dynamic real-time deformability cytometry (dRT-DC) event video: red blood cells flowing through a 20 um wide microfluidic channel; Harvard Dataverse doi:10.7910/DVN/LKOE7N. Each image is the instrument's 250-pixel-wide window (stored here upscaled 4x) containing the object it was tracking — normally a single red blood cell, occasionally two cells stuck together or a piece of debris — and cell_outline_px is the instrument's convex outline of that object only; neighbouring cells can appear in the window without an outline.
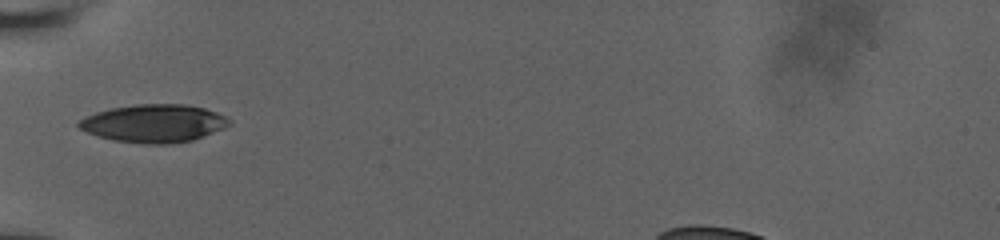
{"species": "human", "species_latin": "Homo sapiens", "temperature_condition": "room temperature", "stored_images_in_passage": 15, "camera_frame_rate_fps": 3000, "um_per_image_px": 0.085, "donor": {"sex": "male"}, "frame": {"image": 1, "passage_image": 1, "time_ms": 0.0, "image_size_px": [1000, 240], "cell_outline_px": [[232, 120], [224, 128], [192, 140], [168, 144], [144, 144], [112, 140], [88, 132], [80, 128], [76, 124], [84, 116], [96, 112], [112, 108], [136, 104], [184, 104], [204, 108], [216, 112]], "centroid_in_image_um": [13.07, 10.48], "position_along_channel_um": 71.9, "area_um2": 33.06}}
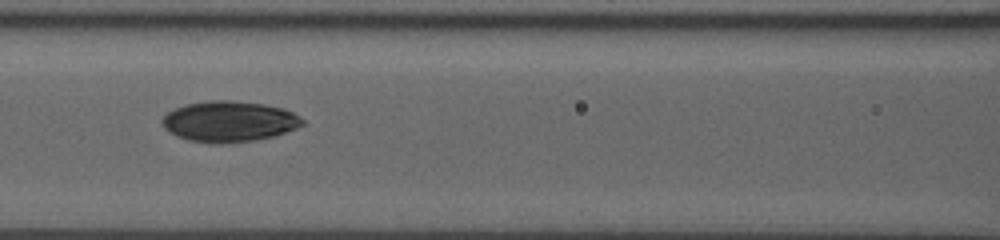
{"frame": {"image": 2, "passage_image": 9, "time_ms": 2.0, "image_size_px": [1000, 240], "cell_outline_px": [[304, 124], [296, 128], [276, 136], [252, 140], [220, 144], [216, 144], [188, 140], [176, 136], [164, 128], [160, 120], [168, 112], [176, 108], [188, 104], [212, 100], [228, 100], [264, 104], [284, 108], [300, 116], [304, 120]], "centroid_in_image_um": [19.49, 10.33], "position_along_channel_um": 147.1, "area_um2": 33.29}}
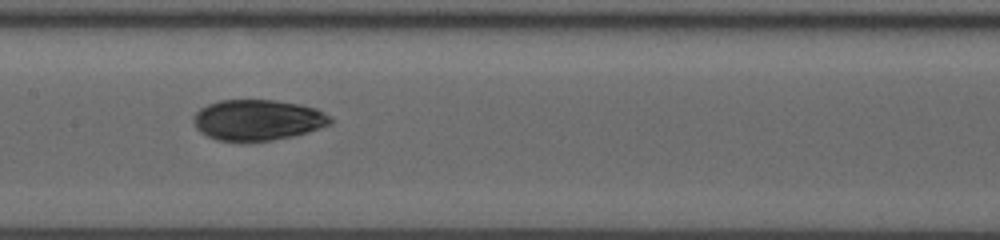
{"frame": {"image": 3, "passage_image": 14, "time_ms": 3.0, "image_size_px": [1000, 240], "cell_outline_px": [[332, 124], [308, 132], [292, 136], [272, 140], [216, 140], [200, 132], [196, 128], [192, 120], [192, 116], [200, 108], [208, 104], [220, 100], [276, 100], [300, 104], [316, 108], [324, 112], [332, 120]], "centroid_in_image_um": [21.89, 10.18], "position_along_channel_um": 185.5, "area_um2": 32.43}}